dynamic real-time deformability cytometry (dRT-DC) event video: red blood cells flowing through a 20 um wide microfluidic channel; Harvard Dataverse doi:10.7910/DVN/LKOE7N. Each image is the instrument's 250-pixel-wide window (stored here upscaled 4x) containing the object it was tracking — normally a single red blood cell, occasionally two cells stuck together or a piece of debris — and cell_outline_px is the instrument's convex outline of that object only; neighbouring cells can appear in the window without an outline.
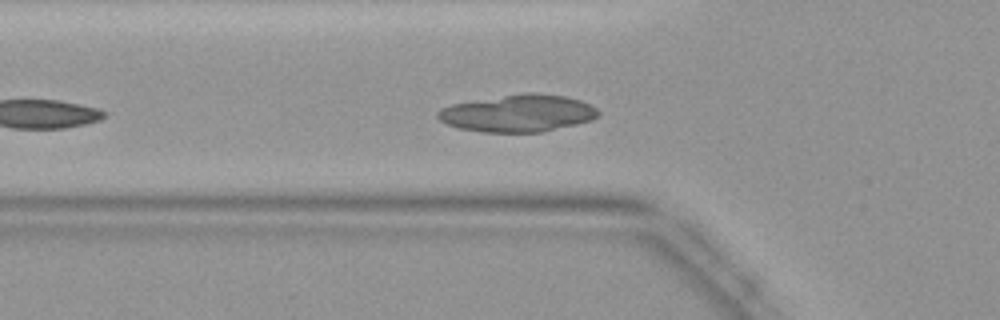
{"species": "common noctule bat (a hibernating species)", "species_latin": "Nyctalus noctula", "temperature_condition": "warm", "stored_images_in_passage": 34, "camera_frame_rate_fps": 3000, "um_per_image_px": 0.085, "animal": {"sex": "female", "body_mass_g": 19.9}, "frame": {"image": 1, "passage_image": 6, "time_ms": 1.667, "image_size_px": [1000, 320], "cell_outline_px": [[600, 116], [592, 120], [576, 124], [540, 132], [480, 132], [460, 128], [448, 124], [440, 120], [436, 116], [436, 112], [440, 108], [452, 104], [524, 92], [536, 92], [564, 96], [580, 100], [596, 108], [600, 112]], "centroid_in_image_um": [44.04, 9.62], "position_along_channel_um": 81.8, "area_um2": 34.74}}